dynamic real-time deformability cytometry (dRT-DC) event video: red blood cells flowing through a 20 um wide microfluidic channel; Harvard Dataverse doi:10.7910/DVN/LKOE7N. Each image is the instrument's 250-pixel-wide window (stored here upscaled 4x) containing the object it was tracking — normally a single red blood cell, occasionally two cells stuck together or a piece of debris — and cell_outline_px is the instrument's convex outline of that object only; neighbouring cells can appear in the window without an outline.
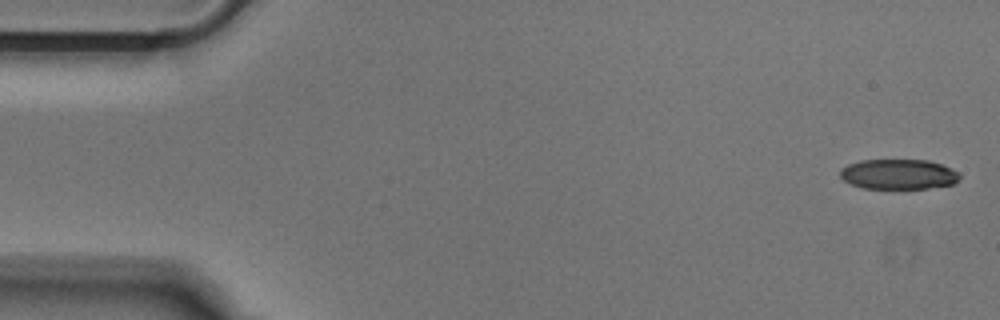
{"species": "Egyptian fruit bat (a non-hibernating species)", "species_latin": "Rousettus aegyptiacus", "temperature_condition": "cold", "stored_images_in_passage": 48, "camera_frame_rate_fps": 3000, "um_per_image_px": 0.085, "animal": {"sex": "male"}, "frame": {"image": 1, "passage_image": 1, "time_ms": 0.0, "image_size_px": [1000, 320], "cell_outline_px": [[960, 180], [952, 184], [924, 188], [864, 188], [852, 184], [844, 180], [840, 176], [840, 168], [848, 164], [860, 160], [928, 160], [952, 168], [960, 172]], "centroid_in_image_um": [76.38, 14.8], "position_along_channel_um": 8.6, "area_um2": 20.92}}
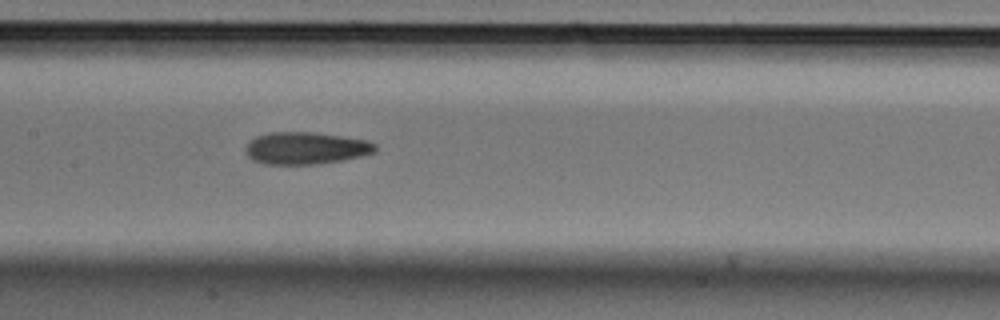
{"frame": {"image": 2, "passage_image": 24, "time_ms": 7.667, "image_size_px": [1000, 320], "cell_outline_px": [[376, 152], [360, 156], [320, 164], [264, 164], [252, 160], [244, 152], [244, 148], [256, 136], [268, 132], [312, 132], [368, 140], [376, 144]], "centroid_in_image_um": [25.97, 12.59], "position_along_channel_um": 181.4, "area_um2": 24.33}}
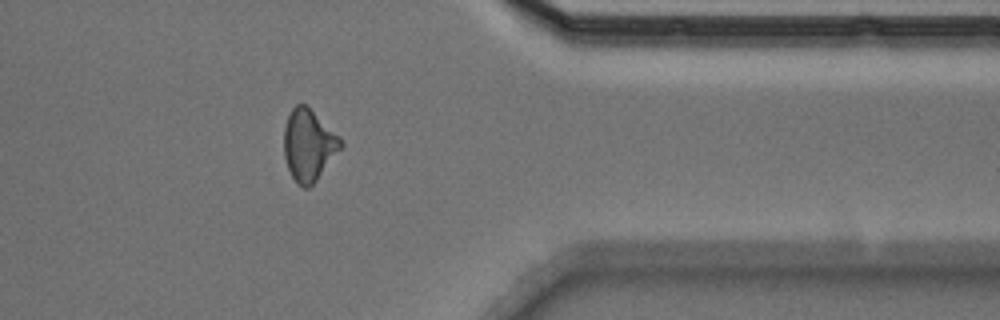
{"frame": {"image": 3, "passage_image": 41, "time_ms": 13.333, "image_size_px": [1000, 320], "cell_outline_px": [[344, 144], [316, 180], [308, 188], [304, 188], [296, 184], [288, 168], [284, 156], [284, 128], [288, 116], [292, 108], [296, 104], [304, 104], [340, 136]], "centroid_in_image_um": [26.22, 12.34], "position_along_channel_um": 385.2, "area_um2": 23.35}}